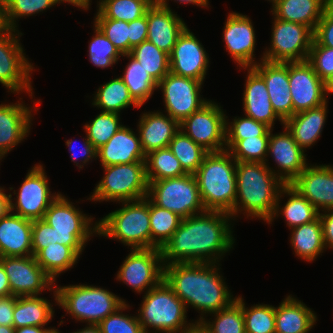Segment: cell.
<instances>
[{"instance_id": "1", "label": "cell", "mask_w": 333, "mask_h": 333, "mask_svg": "<svg viewBox=\"0 0 333 333\" xmlns=\"http://www.w3.org/2000/svg\"><path fill=\"white\" fill-rule=\"evenodd\" d=\"M232 219L229 213L220 211L183 218L160 249L163 264L219 263L235 243Z\"/></svg>"}, {"instance_id": "2", "label": "cell", "mask_w": 333, "mask_h": 333, "mask_svg": "<svg viewBox=\"0 0 333 333\" xmlns=\"http://www.w3.org/2000/svg\"><path fill=\"white\" fill-rule=\"evenodd\" d=\"M219 265L192 262L164 265L163 280L184 302L186 309L192 306L201 314L195 322L230 306L237 298L224 282Z\"/></svg>"}, {"instance_id": "3", "label": "cell", "mask_w": 333, "mask_h": 333, "mask_svg": "<svg viewBox=\"0 0 333 333\" xmlns=\"http://www.w3.org/2000/svg\"><path fill=\"white\" fill-rule=\"evenodd\" d=\"M285 184L262 162H237L236 201L233 221L243 213L250 219L268 223L275 211L277 197ZM243 211V212H242Z\"/></svg>"}, {"instance_id": "4", "label": "cell", "mask_w": 333, "mask_h": 333, "mask_svg": "<svg viewBox=\"0 0 333 333\" xmlns=\"http://www.w3.org/2000/svg\"><path fill=\"white\" fill-rule=\"evenodd\" d=\"M236 164L228 150L208 152L194 174L206 211L229 213L236 201Z\"/></svg>"}, {"instance_id": "5", "label": "cell", "mask_w": 333, "mask_h": 333, "mask_svg": "<svg viewBox=\"0 0 333 333\" xmlns=\"http://www.w3.org/2000/svg\"><path fill=\"white\" fill-rule=\"evenodd\" d=\"M143 294L137 316L145 333H182L195 323L187 322L184 302L164 280Z\"/></svg>"}, {"instance_id": "6", "label": "cell", "mask_w": 333, "mask_h": 333, "mask_svg": "<svg viewBox=\"0 0 333 333\" xmlns=\"http://www.w3.org/2000/svg\"><path fill=\"white\" fill-rule=\"evenodd\" d=\"M118 208L98 220V235L118 240L130 249L151 248L149 198L121 202Z\"/></svg>"}, {"instance_id": "7", "label": "cell", "mask_w": 333, "mask_h": 333, "mask_svg": "<svg viewBox=\"0 0 333 333\" xmlns=\"http://www.w3.org/2000/svg\"><path fill=\"white\" fill-rule=\"evenodd\" d=\"M58 306L76 321L98 325L108 315L122 307L126 300L99 286L76 284L55 285Z\"/></svg>"}, {"instance_id": "8", "label": "cell", "mask_w": 333, "mask_h": 333, "mask_svg": "<svg viewBox=\"0 0 333 333\" xmlns=\"http://www.w3.org/2000/svg\"><path fill=\"white\" fill-rule=\"evenodd\" d=\"M73 204L61 193L50 204L43 220L54 228L55 242L69 246L80 257L90 237L98 235V222L93 224L94 218Z\"/></svg>"}, {"instance_id": "9", "label": "cell", "mask_w": 333, "mask_h": 333, "mask_svg": "<svg viewBox=\"0 0 333 333\" xmlns=\"http://www.w3.org/2000/svg\"><path fill=\"white\" fill-rule=\"evenodd\" d=\"M102 168L105 175L93 189L88 200L112 201L120 204V202L147 197L149 182L145 161L109 165Z\"/></svg>"}, {"instance_id": "10", "label": "cell", "mask_w": 333, "mask_h": 333, "mask_svg": "<svg viewBox=\"0 0 333 333\" xmlns=\"http://www.w3.org/2000/svg\"><path fill=\"white\" fill-rule=\"evenodd\" d=\"M147 197L157 206L178 214L182 218L204 213L198 182L193 174L151 181Z\"/></svg>"}, {"instance_id": "11", "label": "cell", "mask_w": 333, "mask_h": 333, "mask_svg": "<svg viewBox=\"0 0 333 333\" xmlns=\"http://www.w3.org/2000/svg\"><path fill=\"white\" fill-rule=\"evenodd\" d=\"M22 32L7 26L0 28V83L13 94L28 93L33 98L31 72L35 71L26 54L20 37ZM22 92V93H21Z\"/></svg>"}, {"instance_id": "12", "label": "cell", "mask_w": 333, "mask_h": 333, "mask_svg": "<svg viewBox=\"0 0 333 333\" xmlns=\"http://www.w3.org/2000/svg\"><path fill=\"white\" fill-rule=\"evenodd\" d=\"M270 47L265 48L262 60L270 62H299L308 59L314 31L302 24L286 22L273 15Z\"/></svg>"}, {"instance_id": "13", "label": "cell", "mask_w": 333, "mask_h": 333, "mask_svg": "<svg viewBox=\"0 0 333 333\" xmlns=\"http://www.w3.org/2000/svg\"><path fill=\"white\" fill-rule=\"evenodd\" d=\"M51 192L43 165L35 164L19 189L13 191L16 198L9 193L11 212L31 221L43 219L50 204L61 194Z\"/></svg>"}, {"instance_id": "14", "label": "cell", "mask_w": 333, "mask_h": 333, "mask_svg": "<svg viewBox=\"0 0 333 333\" xmlns=\"http://www.w3.org/2000/svg\"><path fill=\"white\" fill-rule=\"evenodd\" d=\"M221 105L210 100L179 124V129L208 152L226 150V120Z\"/></svg>"}, {"instance_id": "15", "label": "cell", "mask_w": 333, "mask_h": 333, "mask_svg": "<svg viewBox=\"0 0 333 333\" xmlns=\"http://www.w3.org/2000/svg\"><path fill=\"white\" fill-rule=\"evenodd\" d=\"M0 263L8 276L12 295L36 296L48 289L53 292L54 302L58 305L56 283L37 263L33 255L1 257Z\"/></svg>"}, {"instance_id": "16", "label": "cell", "mask_w": 333, "mask_h": 333, "mask_svg": "<svg viewBox=\"0 0 333 333\" xmlns=\"http://www.w3.org/2000/svg\"><path fill=\"white\" fill-rule=\"evenodd\" d=\"M130 250L115 279L129 285L136 293L147 292L160 284L164 277L160 248Z\"/></svg>"}, {"instance_id": "17", "label": "cell", "mask_w": 333, "mask_h": 333, "mask_svg": "<svg viewBox=\"0 0 333 333\" xmlns=\"http://www.w3.org/2000/svg\"><path fill=\"white\" fill-rule=\"evenodd\" d=\"M202 81L175 75L166 74L157 85L162 91L166 112L179 124L193 112L201 109L210 100L201 97Z\"/></svg>"}, {"instance_id": "18", "label": "cell", "mask_w": 333, "mask_h": 333, "mask_svg": "<svg viewBox=\"0 0 333 333\" xmlns=\"http://www.w3.org/2000/svg\"><path fill=\"white\" fill-rule=\"evenodd\" d=\"M289 91L293 103V115L316 108L327 102L329 88L307 61L289 62Z\"/></svg>"}, {"instance_id": "19", "label": "cell", "mask_w": 333, "mask_h": 333, "mask_svg": "<svg viewBox=\"0 0 333 333\" xmlns=\"http://www.w3.org/2000/svg\"><path fill=\"white\" fill-rule=\"evenodd\" d=\"M252 20L247 15L230 12L223 29L225 49L240 67H253L255 60L256 34Z\"/></svg>"}, {"instance_id": "20", "label": "cell", "mask_w": 333, "mask_h": 333, "mask_svg": "<svg viewBox=\"0 0 333 333\" xmlns=\"http://www.w3.org/2000/svg\"><path fill=\"white\" fill-rule=\"evenodd\" d=\"M200 40L188 27L178 36L170 58V72L204 83L210 59Z\"/></svg>"}, {"instance_id": "21", "label": "cell", "mask_w": 333, "mask_h": 333, "mask_svg": "<svg viewBox=\"0 0 333 333\" xmlns=\"http://www.w3.org/2000/svg\"><path fill=\"white\" fill-rule=\"evenodd\" d=\"M271 129L268 141L267 157L269 155L277 164L278 169H269L284 183L290 184L306 167L305 151L296 143L290 132L283 125V131L273 134Z\"/></svg>"}, {"instance_id": "22", "label": "cell", "mask_w": 333, "mask_h": 333, "mask_svg": "<svg viewBox=\"0 0 333 333\" xmlns=\"http://www.w3.org/2000/svg\"><path fill=\"white\" fill-rule=\"evenodd\" d=\"M290 185L319 213L333 210V165L308 164Z\"/></svg>"}, {"instance_id": "23", "label": "cell", "mask_w": 333, "mask_h": 333, "mask_svg": "<svg viewBox=\"0 0 333 333\" xmlns=\"http://www.w3.org/2000/svg\"><path fill=\"white\" fill-rule=\"evenodd\" d=\"M263 79L267 86L272 108L284 122L293 116V103L289 91V62H258L252 67Z\"/></svg>"}, {"instance_id": "24", "label": "cell", "mask_w": 333, "mask_h": 333, "mask_svg": "<svg viewBox=\"0 0 333 333\" xmlns=\"http://www.w3.org/2000/svg\"><path fill=\"white\" fill-rule=\"evenodd\" d=\"M18 102V103H17ZM0 104V159L29 135L34 111L23 101ZM28 106V107H27Z\"/></svg>"}, {"instance_id": "25", "label": "cell", "mask_w": 333, "mask_h": 333, "mask_svg": "<svg viewBox=\"0 0 333 333\" xmlns=\"http://www.w3.org/2000/svg\"><path fill=\"white\" fill-rule=\"evenodd\" d=\"M147 40L167 54H171L178 36L187 27L184 20L172 9L153 3L147 9Z\"/></svg>"}, {"instance_id": "26", "label": "cell", "mask_w": 333, "mask_h": 333, "mask_svg": "<svg viewBox=\"0 0 333 333\" xmlns=\"http://www.w3.org/2000/svg\"><path fill=\"white\" fill-rule=\"evenodd\" d=\"M242 69L247 70L242 97L245 116L260 121L271 129L274 128L276 120L283 125V121L272 108L264 79L252 67H242Z\"/></svg>"}, {"instance_id": "27", "label": "cell", "mask_w": 333, "mask_h": 333, "mask_svg": "<svg viewBox=\"0 0 333 333\" xmlns=\"http://www.w3.org/2000/svg\"><path fill=\"white\" fill-rule=\"evenodd\" d=\"M179 123L166 113L157 110L144 112L138 121L137 130L145 155L149 152L167 148L179 131Z\"/></svg>"}, {"instance_id": "28", "label": "cell", "mask_w": 333, "mask_h": 333, "mask_svg": "<svg viewBox=\"0 0 333 333\" xmlns=\"http://www.w3.org/2000/svg\"><path fill=\"white\" fill-rule=\"evenodd\" d=\"M97 158L104 167L145 161L146 155L139 135L133 129L122 126L106 144L97 149Z\"/></svg>"}, {"instance_id": "29", "label": "cell", "mask_w": 333, "mask_h": 333, "mask_svg": "<svg viewBox=\"0 0 333 333\" xmlns=\"http://www.w3.org/2000/svg\"><path fill=\"white\" fill-rule=\"evenodd\" d=\"M32 224L11 211L0 219V258L32 256Z\"/></svg>"}, {"instance_id": "30", "label": "cell", "mask_w": 333, "mask_h": 333, "mask_svg": "<svg viewBox=\"0 0 333 333\" xmlns=\"http://www.w3.org/2000/svg\"><path fill=\"white\" fill-rule=\"evenodd\" d=\"M328 101L319 107L294 114L283 122L296 143L306 151L319 140L327 120ZM311 146V147H310Z\"/></svg>"}, {"instance_id": "31", "label": "cell", "mask_w": 333, "mask_h": 333, "mask_svg": "<svg viewBox=\"0 0 333 333\" xmlns=\"http://www.w3.org/2000/svg\"><path fill=\"white\" fill-rule=\"evenodd\" d=\"M316 321V313L292 295L275 307V333H309Z\"/></svg>"}, {"instance_id": "32", "label": "cell", "mask_w": 333, "mask_h": 333, "mask_svg": "<svg viewBox=\"0 0 333 333\" xmlns=\"http://www.w3.org/2000/svg\"><path fill=\"white\" fill-rule=\"evenodd\" d=\"M284 195L289 198L280 207ZM278 213L284 217L289 229L312 222L319 216L318 210L290 184H285L280 189L274 214L268 224L279 217Z\"/></svg>"}, {"instance_id": "33", "label": "cell", "mask_w": 333, "mask_h": 333, "mask_svg": "<svg viewBox=\"0 0 333 333\" xmlns=\"http://www.w3.org/2000/svg\"><path fill=\"white\" fill-rule=\"evenodd\" d=\"M329 0H278L271 9L276 18L310 27L315 31Z\"/></svg>"}, {"instance_id": "34", "label": "cell", "mask_w": 333, "mask_h": 333, "mask_svg": "<svg viewBox=\"0 0 333 333\" xmlns=\"http://www.w3.org/2000/svg\"><path fill=\"white\" fill-rule=\"evenodd\" d=\"M53 305L39 295L17 297L13 311L14 328L48 325L54 317Z\"/></svg>"}, {"instance_id": "35", "label": "cell", "mask_w": 333, "mask_h": 333, "mask_svg": "<svg viewBox=\"0 0 333 333\" xmlns=\"http://www.w3.org/2000/svg\"><path fill=\"white\" fill-rule=\"evenodd\" d=\"M290 243L298 258L312 262L325 251L321 219L291 228Z\"/></svg>"}, {"instance_id": "36", "label": "cell", "mask_w": 333, "mask_h": 333, "mask_svg": "<svg viewBox=\"0 0 333 333\" xmlns=\"http://www.w3.org/2000/svg\"><path fill=\"white\" fill-rule=\"evenodd\" d=\"M93 95L92 105L104 112L120 114L122 110L132 105L136 108L141 107L130 95L127 86L120 77L100 85Z\"/></svg>"}, {"instance_id": "37", "label": "cell", "mask_w": 333, "mask_h": 333, "mask_svg": "<svg viewBox=\"0 0 333 333\" xmlns=\"http://www.w3.org/2000/svg\"><path fill=\"white\" fill-rule=\"evenodd\" d=\"M129 62L125 66L123 75L119 77L127 86L133 99L142 106L157 90L158 83L148 74L137 59L130 54H123Z\"/></svg>"}, {"instance_id": "38", "label": "cell", "mask_w": 333, "mask_h": 333, "mask_svg": "<svg viewBox=\"0 0 333 333\" xmlns=\"http://www.w3.org/2000/svg\"><path fill=\"white\" fill-rule=\"evenodd\" d=\"M34 257L54 282L61 273L73 268L80 258L69 246L60 243L41 249Z\"/></svg>"}, {"instance_id": "39", "label": "cell", "mask_w": 333, "mask_h": 333, "mask_svg": "<svg viewBox=\"0 0 333 333\" xmlns=\"http://www.w3.org/2000/svg\"><path fill=\"white\" fill-rule=\"evenodd\" d=\"M154 0H100L95 18L131 22L146 14Z\"/></svg>"}, {"instance_id": "40", "label": "cell", "mask_w": 333, "mask_h": 333, "mask_svg": "<svg viewBox=\"0 0 333 333\" xmlns=\"http://www.w3.org/2000/svg\"><path fill=\"white\" fill-rule=\"evenodd\" d=\"M151 248H162L179 227L182 217L149 199Z\"/></svg>"}, {"instance_id": "41", "label": "cell", "mask_w": 333, "mask_h": 333, "mask_svg": "<svg viewBox=\"0 0 333 333\" xmlns=\"http://www.w3.org/2000/svg\"><path fill=\"white\" fill-rule=\"evenodd\" d=\"M145 165L148 182L187 174L169 147L149 152L146 155Z\"/></svg>"}, {"instance_id": "42", "label": "cell", "mask_w": 333, "mask_h": 333, "mask_svg": "<svg viewBox=\"0 0 333 333\" xmlns=\"http://www.w3.org/2000/svg\"><path fill=\"white\" fill-rule=\"evenodd\" d=\"M209 315L214 317L213 320L210 318L212 322L205 318L200 321L209 333H246L242 313V296H237L230 306Z\"/></svg>"}, {"instance_id": "43", "label": "cell", "mask_w": 333, "mask_h": 333, "mask_svg": "<svg viewBox=\"0 0 333 333\" xmlns=\"http://www.w3.org/2000/svg\"><path fill=\"white\" fill-rule=\"evenodd\" d=\"M129 54L139 61L157 83L170 72L169 54L148 40L132 48Z\"/></svg>"}, {"instance_id": "44", "label": "cell", "mask_w": 333, "mask_h": 333, "mask_svg": "<svg viewBox=\"0 0 333 333\" xmlns=\"http://www.w3.org/2000/svg\"><path fill=\"white\" fill-rule=\"evenodd\" d=\"M169 149L180 161L187 174H195L205 155L208 153L201 145L179 130L169 143Z\"/></svg>"}, {"instance_id": "45", "label": "cell", "mask_w": 333, "mask_h": 333, "mask_svg": "<svg viewBox=\"0 0 333 333\" xmlns=\"http://www.w3.org/2000/svg\"><path fill=\"white\" fill-rule=\"evenodd\" d=\"M56 4L57 0H3V25L18 31V19L43 13Z\"/></svg>"}, {"instance_id": "46", "label": "cell", "mask_w": 333, "mask_h": 333, "mask_svg": "<svg viewBox=\"0 0 333 333\" xmlns=\"http://www.w3.org/2000/svg\"><path fill=\"white\" fill-rule=\"evenodd\" d=\"M120 114L100 111L96 117L84 125L85 133L92 145L99 149L122 127Z\"/></svg>"}, {"instance_id": "47", "label": "cell", "mask_w": 333, "mask_h": 333, "mask_svg": "<svg viewBox=\"0 0 333 333\" xmlns=\"http://www.w3.org/2000/svg\"><path fill=\"white\" fill-rule=\"evenodd\" d=\"M242 313L246 333H275V307L269 304H254L247 307L242 297Z\"/></svg>"}, {"instance_id": "48", "label": "cell", "mask_w": 333, "mask_h": 333, "mask_svg": "<svg viewBox=\"0 0 333 333\" xmlns=\"http://www.w3.org/2000/svg\"><path fill=\"white\" fill-rule=\"evenodd\" d=\"M232 122L226 120V150H230L239 140L256 136H270L271 128L253 118L234 117Z\"/></svg>"}, {"instance_id": "49", "label": "cell", "mask_w": 333, "mask_h": 333, "mask_svg": "<svg viewBox=\"0 0 333 333\" xmlns=\"http://www.w3.org/2000/svg\"><path fill=\"white\" fill-rule=\"evenodd\" d=\"M94 25V36L89 41L88 51L90 62L98 67L105 69L118 63L122 54L113 45V43L104 35V33Z\"/></svg>"}, {"instance_id": "50", "label": "cell", "mask_w": 333, "mask_h": 333, "mask_svg": "<svg viewBox=\"0 0 333 333\" xmlns=\"http://www.w3.org/2000/svg\"><path fill=\"white\" fill-rule=\"evenodd\" d=\"M269 137L256 136L239 140L229 152L237 162H262L269 167L267 158Z\"/></svg>"}, {"instance_id": "51", "label": "cell", "mask_w": 333, "mask_h": 333, "mask_svg": "<svg viewBox=\"0 0 333 333\" xmlns=\"http://www.w3.org/2000/svg\"><path fill=\"white\" fill-rule=\"evenodd\" d=\"M130 305L126 302L113 314L108 315L102 320L98 327L101 333H145L138 316L123 313L129 309Z\"/></svg>"}, {"instance_id": "52", "label": "cell", "mask_w": 333, "mask_h": 333, "mask_svg": "<svg viewBox=\"0 0 333 333\" xmlns=\"http://www.w3.org/2000/svg\"><path fill=\"white\" fill-rule=\"evenodd\" d=\"M307 61L312 65L319 78L329 87H333V48L321 46L315 39L309 51Z\"/></svg>"}, {"instance_id": "53", "label": "cell", "mask_w": 333, "mask_h": 333, "mask_svg": "<svg viewBox=\"0 0 333 333\" xmlns=\"http://www.w3.org/2000/svg\"><path fill=\"white\" fill-rule=\"evenodd\" d=\"M123 54H129V22L110 18H94L93 22Z\"/></svg>"}, {"instance_id": "54", "label": "cell", "mask_w": 333, "mask_h": 333, "mask_svg": "<svg viewBox=\"0 0 333 333\" xmlns=\"http://www.w3.org/2000/svg\"><path fill=\"white\" fill-rule=\"evenodd\" d=\"M31 240L33 256L45 247L58 245V242H55L54 228L43 219L33 221Z\"/></svg>"}, {"instance_id": "55", "label": "cell", "mask_w": 333, "mask_h": 333, "mask_svg": "<svg viewBox=\"0 0 333 333\" xmlns=\"http://www.w3.org/2000/svg\"><path fill=\"white\" fill-rule=\"evenodd\" d=\"M314 39L321 45L333 48V6L325 8L314 31Z\"/></svg>"}, {"instance_id": "56", "label": "cell", "mask_w": 333, "mask_h": 333, "mask_svg": "<svg viewBox=\"0 0 333 333\" xmlns=\"http://www.w3.org/2000/svg\"><path fill=\"white\" fill-rule=\"evenodd\" d=\"M86 137V138H85ZM83 139V146L80 147L78 150H80V155L75 154V149H76V140H75V145H73V140L69 139L66 140L65 144L70 151L69 153L72 154L70 155V158L72 159L71 161L75 163V165L80 169H82L84 166L88 165L90 160L94 158L95 160L97 159V149L92 145V143L89 141L87 134ZM82 157L81 160H78V157ZM80 162V163H79ZM82 162V163H81ZM88 163V164H87Z\"/></svg>"}, {"instance_id": "57", "label": "cell", "mask_w": 333, "mask_h": 333, "mask_svg": "<svg viewBox=\"0 0 333 333\" xmlns=\"http://www.w3.org/2000/svg\"><path fill=\"white\" fill-rule=\"evenodd\" d=\"M147 11L139 19L129 22V53L132 48L147 40Z\"/></svg>"}, {"instance_id": "58", "label": "cell", "mask_w": 333, "mask_h": 333, "mask_svg": "<svg viewBox=\"0 0 333 333\" xmlns=\"http://www.w3.org/2000/svg\"><path fill=\"white\" fill-rule=\"evenodd\" d=\"M16 298L14 295L0 297V325L13 326V311Z\"/></svg>"}, {"instance_id": "59", "label": "cell", "mask_w": 333, "mask_h": 333, "mask_svg": "<svg viewBox=\"0 0 333 333\" xmlns=\"http://www.w3.org/2000/svg\"><path fill=\"white\" fill-rule=\"evenodd\" d=\"M321 219L323 242L325 248L333 250V210H326L319 213Z\"/></svg>"}, {"instance_id": "60", "label": "cell", "mask_w": 333, "mask_h": 333, "mask_svg": "<svg viewBox=\"0 0 333 333\" xmlns=\"http://www.w3.org/2000/svg\"><path fill=\"white\" fill-rule=\"evenodd\" d=\"M172 1V0H171ZM176 3H182V4H193L194 6L197 5L201 8L206 7L209 8V0H173ZM169 0H154V3L160 7L171 9L169 5Z\"/></svg>"}, {"instance_id": "61", "label": "cell", "mask_w": 333, "mask_h": 333, "mask_svg": "<svg viewBox=\"0 0 333 333\" xmlns=\"http://www.w3.org/2000/svg\"><path fill=\"white\" fill-rule=\"evenodd\" d=\"M4 187L0 186V219L5 217L10 211V196L5 193Z\"/></svg>"}, {"instance_id": "62", "label": "cell", "mask_w": 333, "mask_h": 333, "mask_svg": "<svg viewBox=\"0 0 333 333\" xmlns=\"http://www.w3.org/2000/svg\"><path fill=\"white\" fill-rule=\"evenodd\" d=\"M12 295L8 276L0 263V297Z\"/></svg>"}, {"instance_id": "63", "label": "cell", "mask_w": 333, "mask_h": 333, "mask_svg": "<svg viewBox=\"0 0 333 333\" xmlns=\"http://www.w3.org/2000/svg\"><path fill=\"white\" fill-rule=\"evenodd\" d=\"M55 329V327L46 328L45 326H25L21 328H16L15 333H50Z\"/></svg>"}, {"instance_id": "64", "label": "cell", "mask_w": 333, "mask_h": 333, "mask_svg": "<svg viewBox=\"0 0 333 333\" xmlns=\"http://www.w3.org/2000/svg\"><path fill=\"white\" fill-rule=\"evenodd\" d=\"M61 3H68L72 6L78 7L79 9L89 10L92 0H57ZM91 2V3H90Z\"/></svg>"}, {"instance_id": "65", "label": "cell", "mask_w": 333, "mask_h": 333, "mask_svg": "<svg viewBox=\"0 0 333 333\" xmlns=\"http://www.w3.org/2000/svg\"><path fill=\"white\" fill-rule=\"evenodd\" d=\"M182 333H209L200 322H195L191 327Z\"/></svg>"}, {"instance_id": "66", "label": "cell", "mask_w": 333, "mask_h": 333, "mask_svg": "<svg viewBox=\"0 0 333 333\" xmlns=\"http://www.w3.org/2000/svg\"><path fill=\"white\" fill-rule=\"evenodd\" d=\"M71 333H101V332L98 325L86 324V326L83 329H79Z\"/></svg>"}, {"instance_id": "67", "label": "cell", "mask_w": 333, "mask_h": 333, "mask_svg": "<svg viewBox=\"0 0 333 333\" xmlns=\"http://www.w3.org/2000/svg\"><path fill=\"white\" fill-rule=\"evenodd\" d=\"M0 333H15V328L14 326L0 325Z\"/></svg>"}, {"instance_id": "68", "label": "cell", "mask_w": 333, "mask_h": 333, "mask_svg": "<svg viewBox=\"0 0 333 333\" xmlns=\"http://www.w3.org/2000/svg\"><path fill=\"white\" fill-rule=\"evenodd\" d=\"M3 20H2V1L0 0V28L3 27Z\"/></svg>"}, {"instance_id": "69", "label": "cell", "mask_w": 333, "mask_h": 333, "mask_svg": "<svg viewBox=\"0 0 333 333\" xmlns=\"http://www.w3.org/2000/svg\"><path fill=\"white\" fill-rule=\"evenodd\" d=\"M270 3H272V8L277 4L278 0H268Z\"/></svg>"}, {"instance_id": "70", "label": "cell", "mask_w": 333, "mask_h": 333, "mask_svg": "<svg viewBox=\"0 0 333 333\" xmlns=\"http://www.w3.org/2000/svg\"><path fill=\"white\" fill-rule=\"evenodd\" d=\"M50 333H61V332H59V330H58V328H57V329L51 331Z\"/></svg>"}, {"instance_id": "71", "label": "cell", "mask_w": 333, "mask_h": 333, "mask_svg": "<svg viewBox=\"0 0 333 333\" xmlns=\"http://www.w3.org/2000/svg\"><path fill=\"white\" fill-rule=\"evenodd\" d=\"M329 4L333 6V0H329Z\"/></svg>"}]
</instances>
